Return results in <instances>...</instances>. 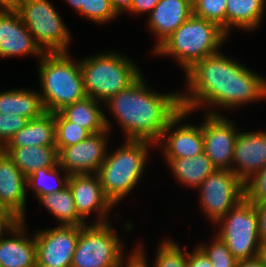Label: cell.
<instances>
[{
  "mask_svg": "<svg viewBox=\"0 0 266 267\" xmlns=\"http://www.w3.org/2000/svg\"><path fill=\"white\" fill-rule=\"evenodd\" d=\"M257 257L266 267V241L261 242V244L259 245Z\"/></svg>",
  "mask_w": 266,
  "mask_h": 267,
  "instance_id": "44",
  "label": "cell"
},
{
  "mask_svg": "<svg viewBox=\"0 0 266 267\" xmlns=\"http://www.w3.org/2000/svg\"><path fill=\"white\" fill-rule=\"evenodd\" d=\"M201 128L206 156L216 169L231 170L235 141L239 133L234 122L224 115L206 113Z\"/></svg>",
  "mask_w": 266,
  "mask_h": 267,
  "instance_id": "12",
  "label": "cell"
},
{
  "mask_svg": "<svg viewBox=\"0 0 266 267\" xmlns=\"http://www.w3.org/2000/svg\"><path fill=\"white\" fill-rule=\"evenodd\" d=\"M28 119L14 114H0V144L5 147L19 130H21Z\"/></svg>",
  "mask_w": 266,
  "mask_h": 267,
  "instance_id": "35",
  "label": "cell"
},
{
  "mask_svg": "<svg viewBox=\"0 0 266 267\" xmlns=\"http://www.w3.org/2000/svg\"><path fill=\"white\" fill-rule=\"evenodd\" d=\"M266 165V131L239 132L231 170L245 184Z\"/></svg>",
  "mask_w": 266,
  "mask_h": 267,
  "instance_id": "17",
  "label": "cell"
},
{
  "mask_svg": "<svg viewBox=\"0 0 266 267\" xmlns=\"http://www.w3.org/2000/svg\"><path fill=\"white\" fill-rule=\"evenodd\" d=\"M188 267H213L207 255L196 245L193 252L187 251Z\"/></svg>",
  "mask_w": 266,
  "mask_h": 267,
  "instance_id": "37",
  "label": "cell"
},
{
  "mask_svg": "<svg viewBox=\"0 0 266 267\" xmlns=\"http://www.w3.org/2000/svg\"><path fill=\"white\" fill-rule=\"evenodd\" d=\"M80 232L67 225L34 231L36 267H71Z\"/></svg>",
  "mask_w": 266,
  "mask_h": 267,
  "instance_id": "11",
  "label": "cell"
},
{
  "mask_svg": "<svg viewBox=\"0 0 266 267\" xmlns=\"http://www.w3.org/2000/svg\"><path fill=\"white\" fill-rule=\"evenodd\" d=\"M38 201L59 225L84 226L88 224L79 217L69 186L61 191L43 195Z\"/></svg>",
  "mask_w": 266,
  "mask_h": 267,
  "instance_id": "27",
  "label": "cell"
},
{
  "mask_svg": "<svg viewBox=\"0 0 266 267\" xmlns=\"http://www.w3.org/2000/svg\"><path fill=\"white\" fill-rule=\"evenodd\" d=\"M81 15L97 24L110 23L119 16L111 0H84Z\"/></svg>",
  "mask_w": 266,
  "mask_h": 267,
  "instance_id": "33",
  "label": "cell"
},
{
  "mask_svg": "<svg viewBox=\"0 0 266 267\" xmlns=\"http://www.w3.org/2000/svg\"><path fill=\"white\" fill-rule=\"evenodd\" d=\"M109 133L106 129L91 134L77 144L62 148L58 152V162L66 174H97L106 159Z\"/></svg>",
  "mask_w": 266,
  "mask_h": 267,
  "instance_id": "13",
  "label": "cell"
},
{
  "mask_svg": "<svg viewBox=\"0 0 266 267\" xmlns=\"http://www.w3.org/2000/svg\"><path fill=\"white\" fill-rule=\"evenodd\" d=\"M61 172H64V175H61ZM68 178L69 175L59 164L40 168L27 177V191L33 189L38 200L43 195L63 190L68 186Z\"/></svg>",
  "mask_w": 266,
  "mask_h": 267,
  "instance_id": "28",
  "label": "cell"
},
{
  "mask_svg": "<svg viewBox=\"0 0 266 267\" xmlns=\"http://www.w3.org/2000/svg\"><path fill=\"white\" fill-rule=\"evenodd\" d=\"M131 253L127 254V259L121 264L120 267H150L147 263V255L144 251L143 243L135 244ZM146 255V256H145Z\"/></svg>",
  "mask_w": 266,
  "mask_h": 267,
  "instance_id": "36",
  "label": "cell"
},
{
  "mask_svg": "<svg viewBox=\"0 0 266 267\" xmlns=\"http://www.w3.org/2000/svg\"><path fill=\"white\" fill-rule=\"evenodd\" d=\"M245 197L253 204L266 203V165L245 183Z\"/></svg>",
  "mask_w": 266,
  "mask_h": 267,
  "instance_id": "34",
  "label": "cell"
},
{
  "mask_svg": "<svg viewBox=\"0 0 266 267\" xmlns=\"http://www.w3.org/2000/svg\"><path fill=\"white\" fill-rule=\"evenodd\" d=\"M45 112L39 91L27 88L0 90V114H14L28 120L39 117Z\"/></svg>",
  "mask_w": 266,
  "mask_h": 267,
  "instance_id": "26",
  "label": "cell"
},
{
  "mask_svg": "<svg viewBox=\"0 0 266 267\" xmlns=\"http://www.w3.org/2000/svg\"><path fill=\"white\" fill-rule=\"evenodd\" d=\"M258 214L259 236L261 242L266 241V203L255 204Z\"/></svg>",
  "mask_w": 266,
  "mask_h": 267,
  "instance_id": "39",
  "label": "cell"
},
{
  "mask_svg": "<svg viewBox=\"0 0 266 267\" xmlns=\"http://www.w3.org/2000/svg\"><path fill=\"white\" fill-rule=\"evenodd\" d=\"M192 15V0H161L147 18L149 31L157 37L152 52Z\"/></svg>",
  "mask_w": 266,
  "mask_h": 267,
  "instance_id": "20",
  "label": "cell"
},
{
  "mask_svg": "<svg viewBox=\"0 0 266 267\" xmlns=\"http://www.w3.org/2000/svg\"><path fill=\"white\" fill-rule=\"evenodd\" d=\"M132 0H111L114 10L118 15L131 9Z\"/></svg>",
  "mask_w": 266,
  "mask_h": 267,
  "instance_id": "40",
  "label": "cell"
},
{
  "mask_svg": "<svg viewBox=\"0 0 266 267\" xmlns=\"http://www.w3.org/2000/svg\"><path fill=\"white\" fill-rule=\"evenodd\" d=\"M17 11L45 53L69 51L70 30L49 0H23Z\"/></svg>",
  "mask_w": 266,
  "mask_h": 267,
  "instance_id": "9",
  "label": "cell"
},
{
  "mask_svg": "<svg viewBox=\"0 0 266 267\" xmlns=\"http://www.w3.org/2000/svg\"><path fill=\"white\" fill-rule=\"evenodd\" d=\"M25 224L26 220H15L0 235V264L2 267H36L34 234L31 238L26 236L27 225Z\"/></svg>",
  "mask_w": 266,
  "mask_h": 267,
  "instance_id": "18",
  "label": "cell"
},
{
  "mask_svg": "<svg viewBox=\"0 0 266 267\" xmlns=\"http://www.w3.org/2000/svg\"><path fill=\"white\" fill-rule=\"evenodd\" d=\"M68 186L71 189L77 213L85 223H88L86 218L93 213L97 218L90 224L109 222L107 215H110L109 212L114 206L105 196L97 174L69 175Z\"/></svg>",
  "mask_w": 266,
  "mask_h": 267,
  "instance_id": "14",
  "label": "cell"
},
{
  "mask_svg": "<svg viewBox=\"0 0 266 267\" xmlns=\"http://www.w3.org/2000/svg\"><path fill=\"white\" fill-rule=\"evenodd\" d=\"M4 153V147L0 144V156Z\"/></svg>",
  "mask_w": 266,
  "mask_h": 267,
  "instance_id": "46",
  "label": "cell"
},
{
  "mask_svg": "<svg viewBox=\"0 0 266 267\" xmlns=\"http://www.w3.org/2000/svg\"><path fill=\"white\" fill-rule=\"evenodd\" d=\"M191 112L181 110L168 124L161 138L155 143L161 146L164 158H192L204 152V139L201 125L183 123Z\"/></svg>",
  "mask_w": 266,
  "mask_h": 267,
  "instance_id": "15",
  "label": "cell"
},
{
  "mask_svg": "<svg viewBox=\"0 0 266 267\" xmlns=\"http://www.w3.org/2000/svg\"><path fill=\"white\" fill-rule=\"evenodd\" d=\"M197 190L200 208L214 225L245 198V184L227 169H216Z\"/></svg>",
  "mask_w": 266,
  "mask_h": 267,
  "instance_id": "10",
  "label": "cell"
},
{
  "mask_svg": "<svg viewBox=\"0 0 266 267\" xmlns=\"http://www.w3.org/2000/svg\"><path fill=\"white\" fill-rule=\"evenodd\" d=\"M104 105L120 125L125 139L149 140L154 144L182 109L180 93H158L143 74Z\"/></svg>",
  "mask_w": 266,
  "mask_h": 267,
  "instance_id": "2",
  "label": "cell"
},
{
  "mask_svg": "<svg viewBox=\"0 0 266 267\" xmlns=\"http://www.w3.org/2000/svg\"><path fill=\"white\" fill-rule=\"evenodd\" d=\"M173 177L185 187L197 189L216 170L212 161L203 152L192 158H164Z\"/></svg>",
  "mask_w": 266,
  "mask_h": 267,
  "instance_id": "23",
  "label": "cell"
},
{
  "mask_svg": "<svg viewBox=\"0 0 266 267\" xmlns=\"http://www.w3.org/2000/svg\"><path fill=\"white\" fill-rule=\"evenodd\" d=\"M100 101L86 96L84 99L65 106L59 112L70 122L76 123L91 134L100 133L113 126L101 108Z\"/></svg>",
  "mask_w": 266,
  "mask_h": 267,
  "instance_id": "21",
  "label": "cell"
},
{
  "mask_svg": "<svg viewBox=\"0 0 266 267\" xmlns=\"http://www.w3.org/2000/svg\"><path fill=\"white\" fill-rule=\"evenodd\" d=\"M72 8L79 14H81V7L84 6V0H65Z\"/></svg>",
  "mask_w": 266,
  "mask_h": 267,
  "instance_id": "45",
  "label": "cell"
},
{
  "mask_svg": "<svg viewBox=\"0 0 266 267\" xmlns=\"http://www.w3.org/2000/svg\"><path fill=\"white\" fill-rule=\"evenodd\" d=\"M0 213H7V212L2 208L1 205H0Z\"/></svg>",
  "mask_w": 266,
  "mask_h": 267,
  "instance_id": "47",
  "label": "cell"
},
{
  "mask_svg": "<svg viewBox=\"0 0 266 267\" xmlns=\"http://www.w3.org/2000/svg\"><path fill=\"white\" fill-rule=\"evenodd\" d=\"M124 243L109 222L81 226L71 267H120Z\"/></svg>",
  "mask_w": 266,
  "mask_h": 267,
  "instance_id": "7",
  "label": "cell"
},
{
  "mask_svg": "<svg viewBox=\"0 0 266 267\" xmlns=\"http://www.w3.org/2000/svg\"><path fill=\"white\" fill-rule=\"evenodd\" d=\"M154 145L149 140L125 139L118 149L107 152L97 175L105 196L114 207L141 181Z\"/></svg>",
  "mask_w": 266,
  "mask_h": 267,
  "instance_id": "4",
  "label": "cell"
},
{
  "mask_svg": "<svg viewBox=\"0 0 266 267\" xmlns=\"http://www.w3.org/2000/svg\"><path fill=\"white\" fill-rule=\"evenodd\" d=\"M236 267H265L258 257L238 260Z\"/></svg>",
  "mask_w": 266,
  "mask_h": 267,
  "instance_id": "41",
  "label": "cell"
},
{
  "mask_svg": "<svg viewBox=\"0 0 266 267\" xmlns=\"http://www.w3.org/2000/svg\"><path fill=\"white\" fill-rule=\"evenodd\" d=\"M193 14L216 23L226 33L227 0H192Z\"/></svg>",
  "mask_w": 266,
  "mask_h": 267,
  "instance_id": "31",
  "label": "cell"
},
{
  "mask_svg": "<svg viewBox=\"0 0 266 267\" xmlns=\"http://www.w3.org/2000/svg\"><path fill=\"white\" fill-rule=\"evenodd\" d=\"M56 146L55 113L44 112L28 120L5 147Z\"/></svg>",
  "mask_w": 266,
  "mask_h": 267,
  "instance_id": "22",
  "label": "cell"
},
{
  "mask_svg": "<svg viewBox=\"0 0 266 267\" xmlns=\"http://www.w3.org/2000/svg\"><path fill=\"white\" fill-rule=\"evenodd\" d=\"M266 0H227L226 34L231 29L255 31L264 18Z\"/></svg>",
  "mask_w": 266,
  "mask_h": 267,
  "instance_id": "24",
  "label": "cell"
},
{
  "mask_svg": "<svg viewBox=\"0 0 266 267\" xmlns=\"http://www.w3.org/2000/svg\"><path fill=\"white\" fill-rule=\"evenodd\" d=\"M4 153L27 178L37 169L59 164L56 146L4 147Z\"/></svg>",
  "mask_w": 266,
  "mask_h": 267,
  "instance_id": "25",
  "label": "cell"
},
{
  "mask_svg": "<svg viewBox=\"0 0 266 267\" xmlns=\"http://www.w3.org/2000/svg\"><path fill=\"white\" fill-rule=\"evenodd\" d=\"M23 0H0V10H17Z\"/></svg>",
  "mask_w": 266,
  "mask_h": 267,
  "instance_id": "43",
  "label": "cell"
},
{
  "mask_svg": "<svg viewBox=\"0 0 266 267\" xmlns=\"http://www.w3.org/2000/svg\"><path fill=\"white\" fill-rule=\"evenodd\" d=\"M15 221L8 213H0V235Z\"/></svg>",
  "mask_w": 266,
  "mask_h": 267,
  "instance_id": "42",
  "label": "cell"
},
{
  "mask_svg": "<svg viewBox=\"0 0 266 267\" xmlns=\"http://www.w3.org/2000/svg\"><path fill=\"white\" fill-rule=\"evenodd\" d=\"M38 63L40 95L46 112H59L86 97L80 60H72L69 52L45 53Z\"/></svg>",
  "mask_w": 266,
  "mask_h": 267,
  "instance_id": "5",
  "label": "cell"
},
{
  "mask_svg": "<svg viewBox=\"0 0 266 267\" xmlns=\"http://www.w3.org/2000/svg\"><path fill=\"white\" fill-rule=\"evenodd\" d=\"M153 267H188L187 248L181 249L173 239L164 238L156 250Z\"/></svg>",
  "mask_w": 266,
  "mask_h": 267,
  "instance_id": "30",
  "label": "cell"
},
{
  "mask_svg": "<svg viewBox=\"0 0 266 267\" xmlns=\"http://www.w3.org/2000/svg\"><path fill=\"white\" fill-rule=\"evenodd\" d=\"M214 226L219 227L216 235L237 260L257 257L261 244L258 214L255 204L246 197Z\"/></svg>",
  "mask_w": 266,
  "mask_h": 267,
  "instance_id": "8",
  "label": "cell"
},
{
  "mask_svg": "<svg viewBox=\"0 0 266 267\" xmlns=\"http://www.w3.org/2000/svg\"><path fill=\"white\" fill-rule=\"evenodd\" d=\"M27 178L6 153L0 156V205L15 220H26Z\"/></svg>",
  "mask_w": 266,
  "mask_h": 267,
  "instance_id": "19",
  "label": "cell"
},
{
  "mask_svg": "<svg viewBox=\"0 0 266 267\" xmlns=\"http://www.w3.org/2000/svg\"><path fill=\"white\" fill-rule=\"evenodd\" d=\"M160 1L161 0H132L131 9L128 13L135 15L147 13L149 15Z\"/></svg>",
  "mask_w": 266,
  "mask_h": 267,
  "instance_id": "38",
  "label": "cell"
},
{
  "mask_svg": "<svg viewBox=\"0 0 266 267\" xmlns=\"http://www.w3.org/2000/svg\"><path fill=\"white\" fill-rule=\"evenodd\" d=\"M45 54L24 25L17 10H0V57L36 56Z\"/></svg>",
  "mask_w": 266,
  "mask_h": 267,
  "instance_id": "16",
  "label": "cell"
},
{
  "mask_svg": "<svg viewBox=\"0 0 266 267\" xmlns=\"http://www.w3.org/2000/svg\"><path fill=\"white\" fill-rule=\"evenodd\" d=\"M91 133L82 126L68 121L60 112H55V136L58 152L87 139Z\"/></svg>",
  "mask_w": 266,
  "mask_h": 267,
  "instance_id": "29",
  "label": "cell"
},
{
  "mask_svg": "<svg viewBox=\"0 0 266 267\" xmlns=\"http://www.w3.org/2000/svg\"><path fill=\"white\" fill-rule=\"evenodd\" d=\"M230 58L219 52L184 72L187 91L180 92L183 110L193 113L204 107L208 114L222 115L217 108L236 109L266 99V78Z\"/></svg>",
  "mask_w": 266,
  "mask_h": 267,
  "instance_id": "1",
  "label": "cell"
},
{
  "mask_svg": "<svg viewBox=\"0 0 266 267\" xmlns=\"http://www.w3.org/2000/svg\"><path fill=\"white\" fill-rule=\"evenodd\" d=\"M228 35L216 23L194 14L181 24L154 51L158 56L172 57L182 70L194 63L219 53Z\"/></svg>",
  "mask_w": 266,
  "mask_h": 267,
  "instance_id": "3",
  "label": "cell"
},
{
  "mask_svg": "<svg viewBox=\"0 0 266 267\" xmlns=\"http://www.w3.org/2000/svg\"><path fill=\"white\" fill-rule=\"evenodd\" d=\"M214 235L211 245L203 242L197 246L207 255L213 267H236L238 260L219 236Z\"/></svg>",
  "mask_w": 266,
  "mask_h": 267,
  "instance_id": "32",
  "label": "cell"
},
{
  "mask_svg": "<svg viewBox=\"0 0 266 267\" xmlns=\"http://www.w3.org/2000/svg\"><path fill=\"white\" fill-rule=\"evenodd\" d=\"M134 62L115 50L80 59L86 96L105 103L127 89L142 75Z\"/></svg>",
  "mask_w": 266,
  "mask_h": 267,
  "instance_id": "6",
  "label": "cell"
}]
</instances>
